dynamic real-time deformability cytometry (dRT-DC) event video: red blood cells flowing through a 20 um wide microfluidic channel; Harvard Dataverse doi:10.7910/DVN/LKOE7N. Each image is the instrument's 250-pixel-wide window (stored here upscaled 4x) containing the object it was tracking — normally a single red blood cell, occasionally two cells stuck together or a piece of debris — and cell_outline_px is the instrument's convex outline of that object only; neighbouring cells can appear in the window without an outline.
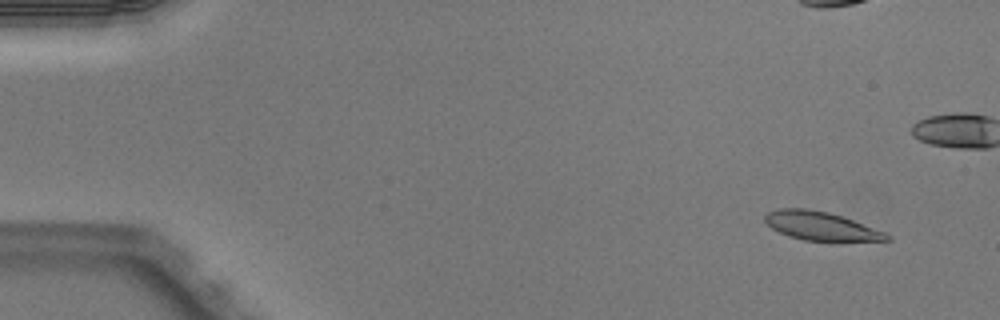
{"species": "Egyptian fruit bat (a non-hibernating species)", "species_latin": "Rousettus aegyptiacus", "temperature_condition": "warm", "stored_images_in_passage": 11, "camera_frame_rate_fps": 3000, "um_per_image_px": 0.085, "animal": {"sex": "male"}, "frame": {"image": 1, "passage_image": 4, "time_ms": 1.0, "image_size_px": [1000, 320], "cell_outline_px": [[892, 240], [840, 244], [832, 244], [804, 240], [788, 236], [772, 228], [764, 220], [764, 216], [768, 212], [780, 208], [804, 208], [828, 212], [852, 220], [884, 232], [892, 236]], "centroid_in_image_um": [69.86, 19.29], "position_along_channel_um": 15.1, "area_um2": 21.15}}